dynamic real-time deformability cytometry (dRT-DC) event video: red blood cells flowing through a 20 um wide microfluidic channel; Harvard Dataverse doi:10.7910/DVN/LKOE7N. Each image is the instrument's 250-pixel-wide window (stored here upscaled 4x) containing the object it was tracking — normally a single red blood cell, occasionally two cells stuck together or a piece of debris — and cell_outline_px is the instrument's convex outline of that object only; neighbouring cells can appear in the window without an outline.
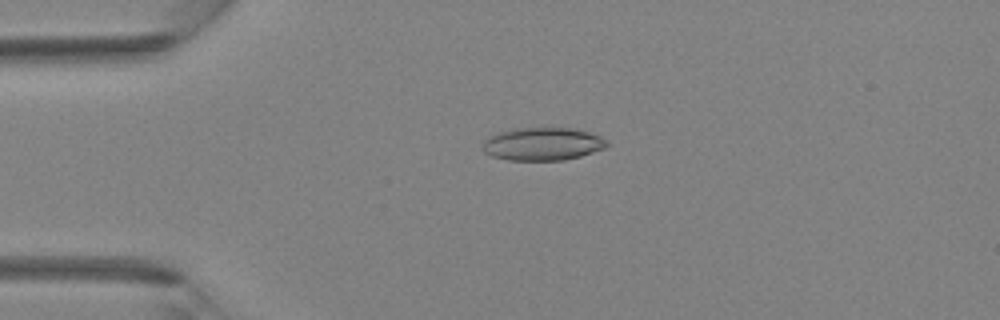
{"species": "Egyptian fruit bat (a non-hibernating species)", "species_latin": "Rousettus aegyptiacus", "temperature_condition": "room temperature", "stored_images_in_passage": 42, "camera_frame_rate_fps": 3000, "um_per_image_px": 0.085, "animal": {"sex": "female"}, "frame": {"image": 1, "passage_image": 10, "time_ms": 3.0, "image_size_px": [1000, 320], "cell_outline_px": [[608, 144], [604, 148], [580, 156], [564, 160], [508, 160], [492, 156], [484, 152], [480, 148], [484, 140], [500, 132], [516, 128], [572, 128], [588, 132], [600, 136]], "centroid_in_image_um": [46.08, 12.24], "position_along_channel_um": 38.9, "area_um2": 23.64}}
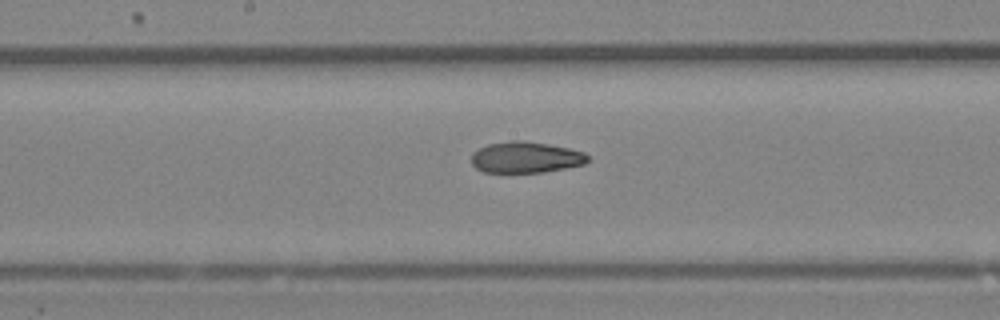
{"frame": {"image": 2, "passage_image": 22, "time_ms": 7.0, "image_size_px": [1000, 320], "cell_outline_px": [[592, 160], [584, 164], [544, 172], [484, 172], [476, 168], [472, 164], [472, 152], [488, 144], [512, 140], [524, 140], [548, 144], [568, 148], [584, 152]], "centroid_in_image_um": [44.7, 13.37], "position_along_channel_um": 203.5, "area_um2": 21.15}}
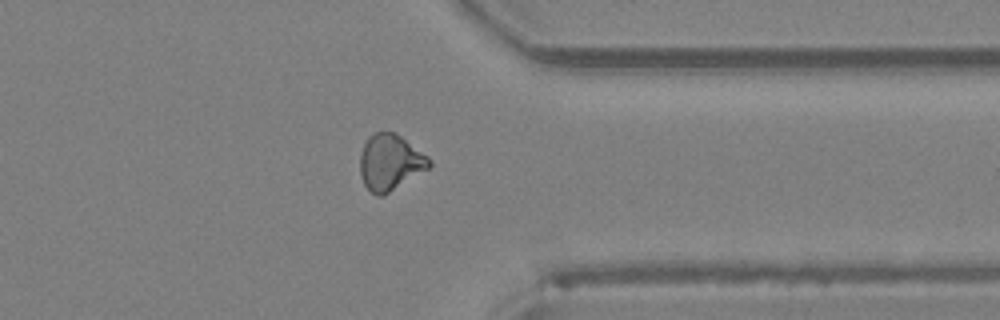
{"frame": {"image": 3, "passage_image": 33, "time_ms": 10.667, "image_size_px": [1000, 320], "cell_outline_px": [[432, 164], [428, 168], [384, 196], [376, 196], [364, 184], [360, 172], [360, 152], [368, 136], [376, 132], [392, 132], [400, 136], [428, 156], [432, 160]], "centroid_in_image_um": [33.15, 13.8], "position_along_channel_um": 378.3, "area_um2": 22.43}}